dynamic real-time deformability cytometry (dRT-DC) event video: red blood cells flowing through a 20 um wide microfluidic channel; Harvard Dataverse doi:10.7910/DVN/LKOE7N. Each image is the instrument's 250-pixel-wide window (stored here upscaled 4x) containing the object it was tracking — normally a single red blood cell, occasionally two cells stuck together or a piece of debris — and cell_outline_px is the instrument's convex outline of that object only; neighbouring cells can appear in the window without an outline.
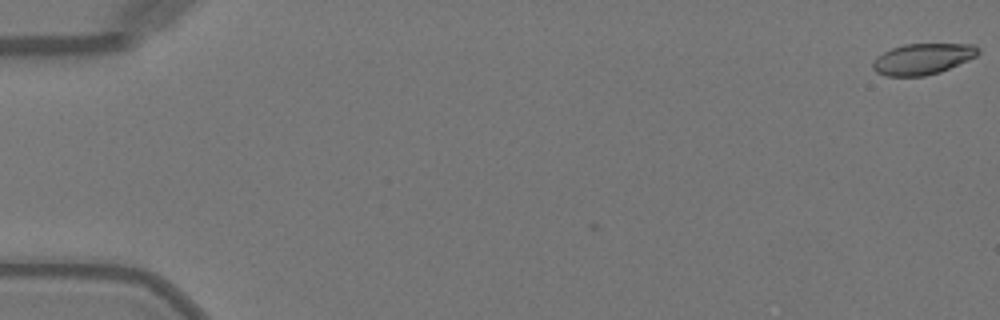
{"species": "Egyptian fruit bat (a non-hibernating species)", "species_latin": "Rousettus aegyptiacus", "temperature_condition": "warm", "stored_images_in_passage": 5, "camera_frame_rate_fps": 3000, "um_per_image_px": 0.085, "animal": {"sex": "female"}, "frame": {"image": 1, "passage_image": 1, "time_ms": 0.0, "image_size_px": [1000, 320], "cell_outline_px": [[980, 52], [976, 56], [968, 60], [940, 72], [924, 76], [888, 76], [876, 72], [872, 68], [872, 60], [876, 56], [892, 48], [904, 44], [976, 44], [980, 48]], "centroid_in_image_um": [78.42, 5.0], "position_along_channel_um": 6.6, "area_um2": 19.13}}